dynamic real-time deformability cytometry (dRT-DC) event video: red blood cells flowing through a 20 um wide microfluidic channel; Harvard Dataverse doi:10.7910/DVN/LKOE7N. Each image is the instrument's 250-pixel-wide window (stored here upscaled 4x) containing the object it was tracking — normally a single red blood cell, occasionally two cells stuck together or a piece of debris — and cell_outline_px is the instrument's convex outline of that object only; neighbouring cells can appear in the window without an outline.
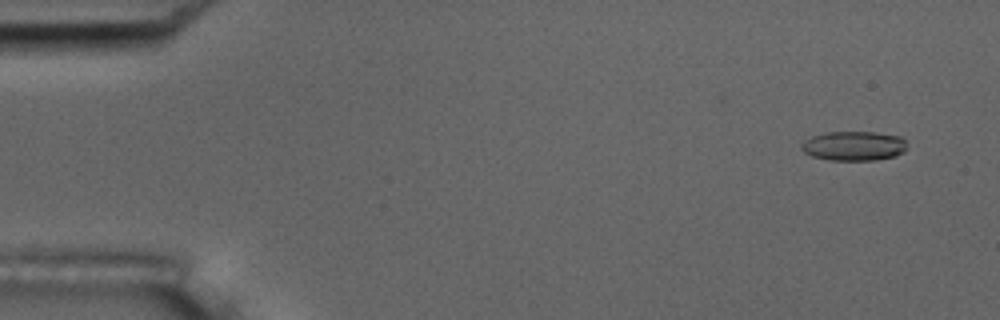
{"species": "common noctule bat (a hibernating species)", "species_latin": "Nyctalus noctula", "temperature_condition": "room temperature", "stored_images_in_passage": 57, "camera_frame_rate_fps": 3000, "um_per_image_px": 0.085, "animal": {"sex": "male", "body_mass_g": 17.5, "forearm_length_mm": 52.3}, "frame": {"image": 1, "passage_image": 3, "time_ms": 0.667, "image_size_px": [1000, 320], "cell_outline_px": [[908, 148], [904, 152], [896, 156], [876, 160], [828, 160], [812, 156], [804, 152], [800, 148], [800, 144], [804, 140], [812, 136], [824, 132], [876, 132], [900, 136], [904, 140]], "centroid_in_image_um": [72.57, 12.4], "position_along_channel_um": 12.4, "area_um2": 18.38}}
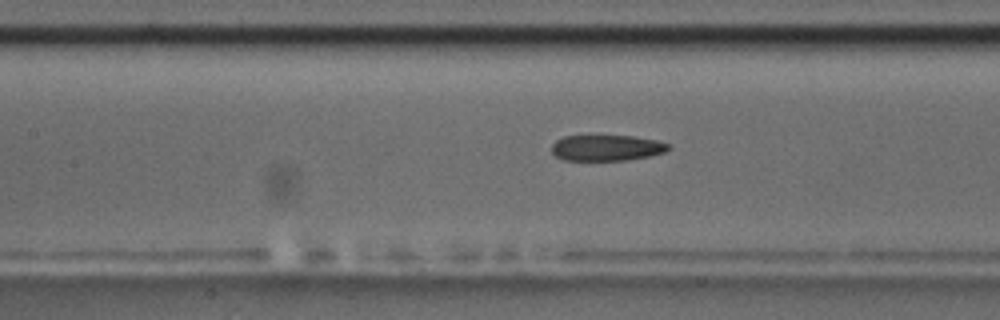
{"frame": {"image": 2, "passage_image": 25, "time_ms": 8.0, "image_size_px": [1000, 320], "cell_outline_px": [[672, 148], [664, 152], [648, 156], [628, 160], [564, 160], [556, 156], [552, 152], [552, 144], [556, 140], [564, 136], [632, 136], [656, 140], [668, 144]], "centroid_in_image_um": [51.56, 12.57], "position_along_channel_um": 155.8, "area_um2": 17.51}}
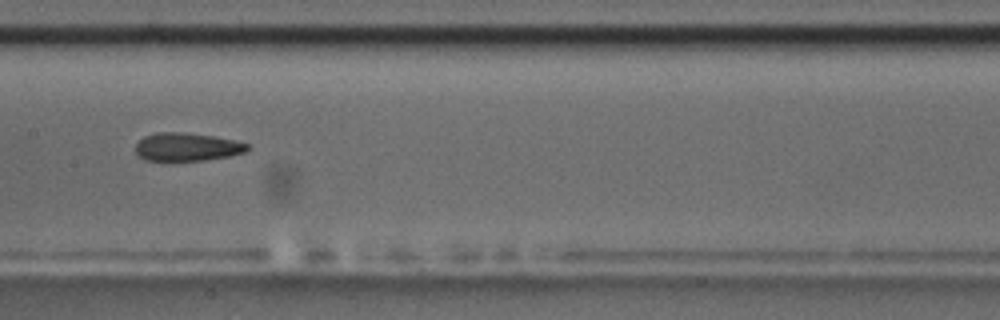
{"frame": {"image": 3, "passage_image": 28, "time_ms": 9.0, "image_size_px": [1000, 320], "cell_outline_px": [[252, 148], [244, 152], [228, 156], [204, 160], [168, 164], [144, 160], [136, 152], [136, 144], [144, 136], [156, 132], [184, 132], [212, 136], [236, 140], [248, 144]], "centroid_in_image_um": [15.85, 12.53], "position_along_channel_um": 191.5, "area_um2": 19.13}, "authors_computed_cell_mechanics": {"area_um2": 19.1896, "velocity_mm_per_s": 3.5941, "shape_relaxation_time_tau1_ms": 6.7758, "shape_relaxation_time_tau2_ms": 2.6615, "deformation_change_tau1": 0.1837, "deformation_change_tau2": 0.118}}